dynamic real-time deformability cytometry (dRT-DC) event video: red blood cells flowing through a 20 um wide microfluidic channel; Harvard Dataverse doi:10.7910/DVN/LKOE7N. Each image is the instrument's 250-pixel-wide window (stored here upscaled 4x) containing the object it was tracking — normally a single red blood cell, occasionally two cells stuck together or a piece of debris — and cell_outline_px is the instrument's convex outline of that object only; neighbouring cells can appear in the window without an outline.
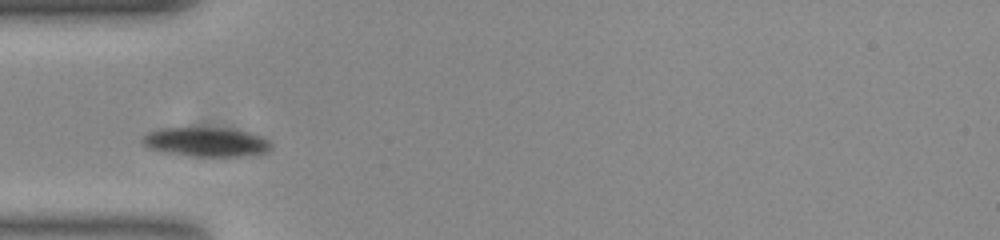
{"species": "common noctule bat (a hibernating species)", "species_latin": "Nyctalus noctula", "temperature_condition": "room temperature", "stored_images_in_passage": 28, "camera_frame_rate_fps": 3000, "um_per_image_px": 0.085, "animal": {"sex": "female", "body_mass_g": 23.0, "forearm_length_mm": 53.4}, "frame": {"image": 1, "passage_image": 1, "time_ms": 0.0, "image_size_px": [1000, 240], "cell_outline_px": [[272, 148], [268, 152], [252, 156], [192, 156], [164, 152], [152, 148], [144, 144], [140, 140], [148, 132], [160, 128], [232, 128], [248, 132], [260, 136], [268, 140], [272, 144]], "centroid_in_image_um": [17.58, 12.07], "position_along_channel_um": 67.4, "area_um2": 22.02}}
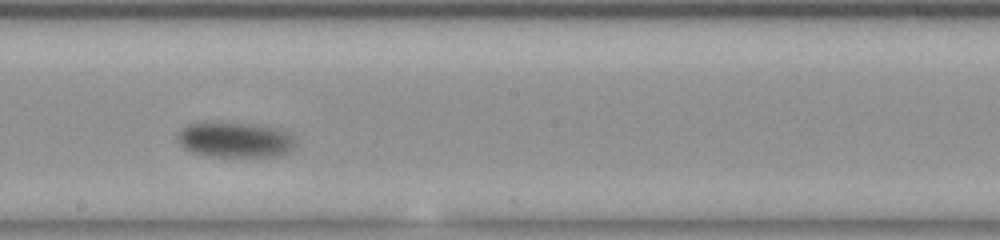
{"frame": {"image": 2, "passage_image": 15, "time_ms": 4.667, "image_size_px": [1000, 240], "cell_outline_px": [[296, 148], [288, 152], [276, 156], [208, 156], [188, 152], [176, 140], [176, 136], [188, 124], [204, 120], [216, 120], [248, 124], [272, 128], [288, 132], [296, 140]], "centroid_in_image_um": [19.92, 11.86], "position_along_channel_um": 228.3, "area_um2": 24.85}}
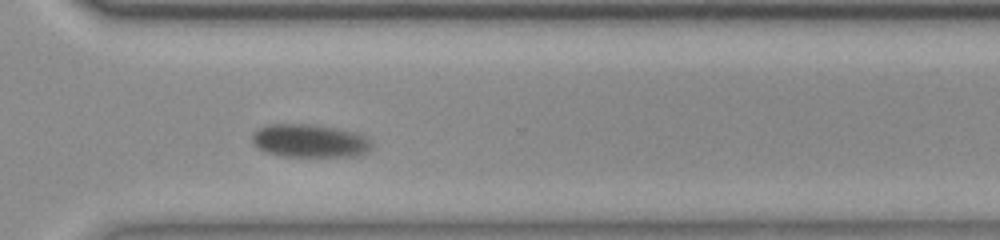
{"frame": {"image": 3, "passage_image": 25, "time_ms": 8.0, "image_size_px": [1000, 240], "cell_outline_px": [[372, 148], [368, 152], [356, 156], [284, 156], [268, 152], [260, 148], [252, 140], [252, 132], [268, 124], [312, 124], [360, 132], [368, 136], [372, 140]], "centroid_in_image_um": [26.42, 11.96], "position_along_channel_um": 344.2, "area_um2": 23.29}, "authors_computed_cell_mechanics": {"area_um2": 24.0159, "velocity_mm_per_s": 3.4598, "shape_relaxation_time_tau1_ms": 3.6771, "shape_relaxation_time_tau2_ms": null, "deformation_change_tau1": 0.1185, "deformation_change_tau2": null}}